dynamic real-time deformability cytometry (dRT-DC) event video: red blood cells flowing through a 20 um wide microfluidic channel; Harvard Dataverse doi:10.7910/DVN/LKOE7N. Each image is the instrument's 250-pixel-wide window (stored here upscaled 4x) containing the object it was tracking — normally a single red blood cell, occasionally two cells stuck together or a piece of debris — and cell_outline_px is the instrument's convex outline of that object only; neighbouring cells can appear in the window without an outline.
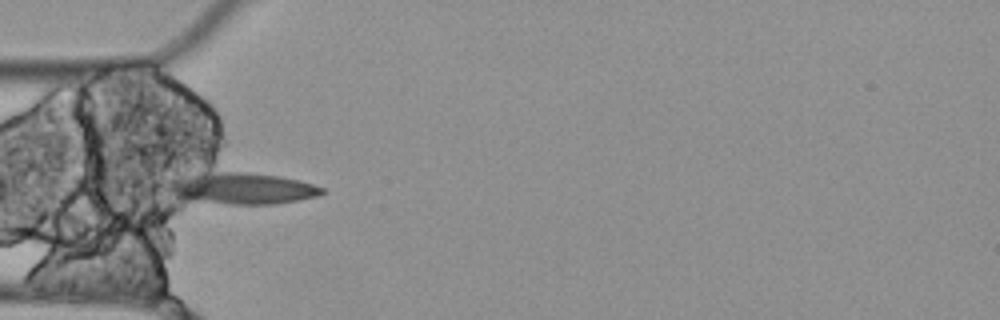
{"species": "Egyptian fruit bat (a non-hibernating species)", "species_latin": "Rousettus aegyptiacus", "temperature_condition": "cold", "stored_images_in_passage": 7, "camera_frame_rate_fps": 3000, "um_per_image_px": 0.085, "animal": {"sex": "female"}, "frame": {"image": 1, "passage_image": 1, "time_ms": 0.0, "image_size_px": [1000, 320], "cell_outline_px": [[324, 192], [316, 196], [276, 204], [228, 204], [188, 200], [176, 196], [164, 184], [204, 172], [244, 172], [280, 176], [300, 180], [324, 188]], "centroid_in_image_um": [20.6, 16.02], "position_along_channel_um": 64.4, "area_um2": 27.74}}
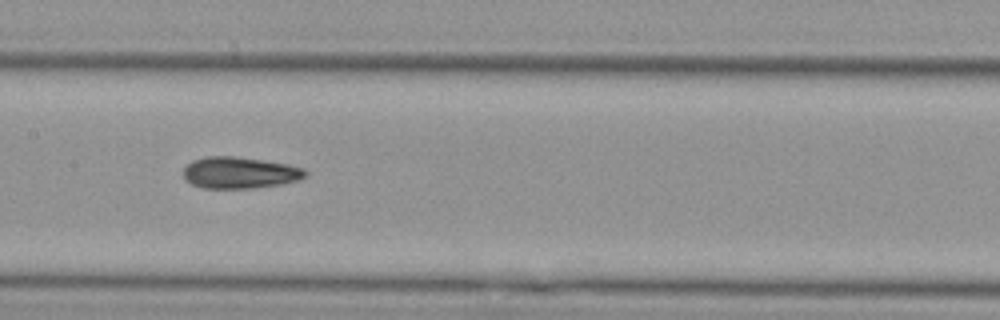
{"frame": {"image": 2, "passage_image": 4, "time_ms": 1.0, "image_size_px": [1000, 320], "cell_outline_px": [[308, 176], [300, 180], [284, 184], [252, 188], [204, 188], [192, 184], [184, 176], [184, 168], [192, 160], [208, 156], [236, 156], [264, 160], [288, 164], [304, 168], [308, 172]], "centroid_in_image_um": [20.45, 14.67], "position_along_channel_um": 187.0, "area_um2": 22.6}}
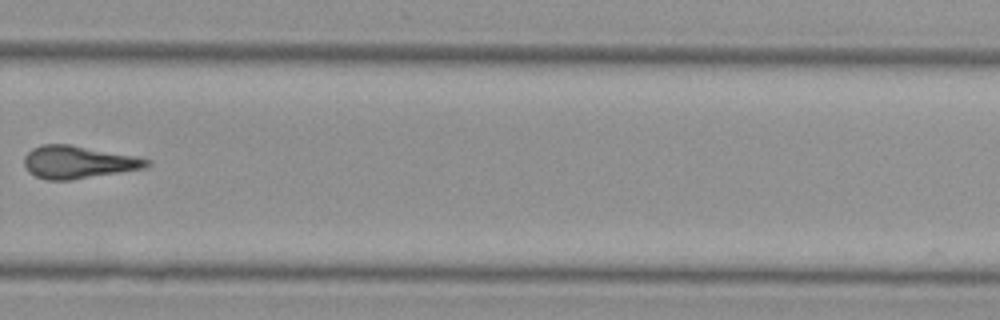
{"frame": {"image": 3, "passage_image": 7, "time_ms": 2.0, "image_size_px": [1000, 320], "cell_outline_px": [[152, 164], [144, 168], [72, 180], [44, 180], [28, 172], [24, 164], [24, 156], [32, 148], [40, 144], [68, 144], [136, 156], [152, 160]], "centroid_in_image_um": [6.63, 13.78], "position_along_channel_um": 323.2, "area_um2": 23.41}}